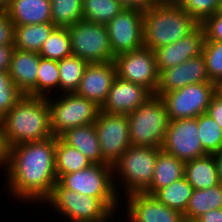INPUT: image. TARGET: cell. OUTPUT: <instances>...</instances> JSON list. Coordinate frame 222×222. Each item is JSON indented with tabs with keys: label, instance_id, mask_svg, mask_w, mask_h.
Segmentation results:
<instances>
[{
	"label": "cell",
	"instance_id": "obj_1",
	"mask_svg": "<svg viewBox=\"0 0 222 222\" xmlns=\"http://www.w3.org/2000/svg\"><path fill=\"white\" fill-rule=\"evenodd\" d=\"M55 145L56 136H52L46 140L21 143L9 148L6 185L15 199L38 201L41 204L51 195L58 181Z\"/></svg>",
	"mask_w": 222,
	"mask_h": 222
},
{
	"label": "cell",
	"instance_id": "obj_2",
	"mask_svg": "<svg viewBox=\"0 0 222 222\" xmlns=\"http://www.w3.org/2000/svg\"><path fill=\"white\" fill-rule=\"evenodd\" d=\"M9 147L53 136L47 98L24 94L0 119Z\"/></svg>",
	"mask_w": 222,
	"mask_h": 222
},
{
	"label": "cell",
	"instance_id": "obj_3",
	"mask_svg": "<svg viewBox=\"0 0 222 222\" xmlns=\"http://www.w3.org/2000/svg\"><path fill=\"white\" fill-rule=\"evenodd\" d=\"M198 25L180 6L158 3L143 14L144 47L155 51L187 36Z\"/></svg>",
	"mask_w": 222,
	"mask_h": 222
},
{
	"label": "cell",
	"instance_id": "obj_4",
	"mask_svg": "<svg viewBox=\"0 0 222 222\" xmlns=\"http://www.w3.org/2000/svg\"><path fill=\"white\" fill-rule=\"evenodd\" d=\"M128 121L131 145L162 147L170 119L161 96L152 94L128 114Z\"/></svg>",
	"mask_w": 222,
	"mask_h": 222
},
{
	"label": "cell",
	"instance_id": "obj_5",
	"mask_svg": "<svg viewBox=\"0 0 222 222\" xmlns=\"http://www.w3.org/2000/svg\"><path fill=\"white\" fill-rule=\"evenodd\" d=\"M113 168L109 164H92L89 167L62 175L58 182L66 189L97 197L110 211L117 210L120 193ZM119 193V194H118ZM119 199V200H118Z\"/></svg>",
	"mask_w": 222,
	"mask_h": 222
},
{
	"label": "cell",
	"instance_id": "obj_6",
	"mask_svg": "<svg viewBox=\"0 0 222 222\" xmlns=\"http://www.w3.org/2000/svg\"><path fill=\"white\" fill-rule=\"evenodd\" d=\"M159 147H141L131 145L112 165L113 177L122 180L125 195L144 193L151 185ZM119 178V179H118ZM123 182V183H122Z\"/></svg>",
	"mask_w": 222,
	"mask_h": 222
},
{
	"label": "cell",
	"instance_id": "obj_7",
	"mask_svg": "<svg viewBox=\"0 0 222 222\" xmlns=\"http://www.w3.org/2000/svg\"><path fill=\"white\" fill-rule=\"evenodd\" d=\"M47 97L50 109V129L53 136L59 137L66 130L90 125L97 119L101 107L93 101L74 93H61V97L51 100Z\"/></svg>",
	"mask_w": 222,
	"mask_h": 222
},
{
	"label": "cell",
	"instance_id": "obj_8",
	"mask_svg": "<svg viewBox=\"0 0 222 222\" xmlns=\"http://www.w3.org/2000/svg\"><path fill=\"white\" fill-rule=\"evenodd\" d=\"M67 29L72 55L88 63L114 61L106 25L80 20Z\"/></svg>",
	"mask_w": 222,
	"mask_h": 222
},
{
	"label": "cell",
	"instance_id": "obj_9",
	"mask_svg": "<svg viewBox=\"0 0 222 222\" xmlns=\"http://www.w3.org/2000/svg\"><path fill=\"white\" fill-rule=\"evenodd\" d=\"M44 203H49L70 222H94L111 212L97 197L68 190L58 181Z\"/></svg>",
	"mask_w": 222,
	"mask_h": 222
},
{
	"label": "cell",
	"instance_id": "obj_10",
	"mask_svg": "<svg viewBox=\"0 0 222 222\" xmlns=\"http://www.w3.org/2000/svg\"><path fill=\"white\" fill-rule=\"evenodd\" d=\"M216 92V83L204 82L163 93L161 99L166 106L170 120L196 118L207 112L210 101Z\"/></svg>",
	"mask_w": 222,
	"mask_h": 222
},
{
	"label": "cell",
	"instance_id": "obj_11",
	"mask_svg": "<svg viewBox=\"0 0 222 222\" xmlns=\"http://www.w3.org/2000/svg\"><path fill=\"white\" fill-rule=\"evenodd\" d=\"M94 126L98 135L102 164L113 165L131 146L128 115L99 112Z\"/></svg>",
	"mask_w": 222,
	"mask_h": 222
},
{
	"label": "cell",
	"instance_id": "obj_12",
	"mask_svg": "<svg viewBox=\"0 0 222 222\" xmlns=\"http://www.w3.org/2000/svg\"><path fill=\"white\" fill-rule=\"evenodd\" d=\"M114 63L120 79L143 85L152 94L156 93L159 85V72L153 50L142 47L138 50L124 52L115 56Z\"/></svg>",
	"mask_w": 222,
	"mask_h": 222
},
{
	"label": "cell",
	"instance_id": "obj_13",
	"mask_svg": "<svg viewBox=\"0 0 222 222\" xmlns=\"http://www.w3.org/2000/svg\"><path fill=\"white\" fill-rule=\"evenodd\" d=\"M199 138L197 117L170 120L161 149L187 162L207 155Z\"/></svg>",
	"mask_w": 222,
	"mask_h": 222
},
{
	"label": "cell",
	"instance_id": "obj_14",
	"mask_svg": "<svg viewBox=\"0 0 222 222\" xmlns=\"http://www.w3.org/2000/svg\"><path fill=\"white\" fill-rule=\"evenodd\" d=\"M143 14L137 9L124 8L106 24L114 56L144 47Z\"/></svg>",
	"mask_w": 222,
	"mask_h": 222
},
{
	"label": "cell",
	"instance_id": "obj_15",
	"mask_svg": "<svg viewBox=\"0 0 222 222\" xmlns=\"http://www.w3.org/2000/svg\"><path fill=\"white\" fill-rule=\"evenodd\" d=\"M126 199V222H186L181 212L165 206L153 195L132 193Z\"/></svg>",
	"mask_w": 222,
	"mask_h": 222
},
{
	"label": "cell",
	"instance_id": "obj_16",
	"mask_svg": "<svg viewBox=\"0 0 222 222\" xmlns=\"http://www.w3.org/2000/svg\"><path fill=\"white\" fill-rule=\"evenodd\" d=\"M116 76L114 61L88 63L75 93L102 107Z\"/></svg>",
	"mask_w": 222,
	"mask_h": 222
},
{
	"label": "cell",
	"instance_id": "obj_17",
	"mask_svg": "<svg viewBox=\"0 0 222 222\" xmlns=\"http://www.w3.org/2000/svg\"><path fill=\"white\" fill-rule=\"evenodd\" d=\"M204 41V29L199 24L187 36L172 44L156 49L154 52L159 74L167 68L175 67L186 60L201 55Z\"/></svg>",
	"mask_w": 222,
	"mask_h": 222
},
{
	"label": "cell",
	"instance_id": "obj_18",
	"mask_svg": "<svg viewBox=\"0 0 222 222\" xmlns=\"http://www.w3.org/2000/svg\"><path fill=\"white\" fill-rule=\"evenodd\" d=\"M212 82L206 71L204 57L201 55L186 60L182 64L163 70L159 74V85L156 95L185 87L190 84Z\"/></svg>",
	"mask_w": 222,
	"mask_h": 222
},
{
	"label": "cell",
	"instance_id": "obj_19",
	"mask_svg": "<svg viewBox=\"0 0 222 222\" xmlns=\"http://www.w3.org/2000/svg\"><path fill=\"white\" fill-rule=\"evenodd\" d=\"M151 95L152 93L143 85L125 81L116 76L101 111L128 115Z\"/></svg>",
	"mask_w": 222,
	"mask_h": 222
},
{
	"label": "cell",
	"instance_id": "obj_20",
	"mask_svg": "<svg viewBox=\"0 0 222 222\" xmlns=\"http://www.w3.org/2000/svg\"><path fill=\"white\" fill-rule=\"evenodd\" d=\"M40 55L37 52H30L15 49L8 74L14 85L23 93L36 96V80L39 69Z\"/></svg>",
	"mask_w": 222,
	"mask_h": 222
},
{
	"label": "cell",
	"instance_id": "obj_21",
	"mask_svg": "<svg viewBox=\"0 0 222 222\" xmlns=\"http://www.w3.org/2000/svg\"><path fill=\"white\" fill-rule=\"evenodd\" d=\"M7 13L14 25L52 22L50 0H11Z\"/></svg>",
	"mask_w": 222,
	"mask_h": 222
},
{
	"label": "cell",
	"instance_id": "obj_22",
	"mask_svg": "<svg viewBox=\"0 0 222 222\" xmlns=\"http://www.w3.org/2000/svg\"><path fill=\"white\" fill-rule=\"evenodd\" d=\"M59 137L66 144L78 149L93 164L102 163V154L94 123L68 129Z\"/></svg>",
	"mask_w": 222,
	"mask_h": 222
},
{
	"label": "cell",
	"instance_id": "obj_23",
	"mask_svg": "<svg viewBox=\"0 0 222 222\" xmlns=\"http://www.w3.org/2000/svg\"><path fill=\"white\" fill-rule=\"evenodd\" d=\"M184 171V161L179 160L175 156L168 154L161 149L158 152L151 185L144 193L154 195L159 189L184 177Z\"/></svg>",
	"mask_w": 222,
	"mask_h": 222
},
{
	"label": "cell",
	"instance_id": "obj_24",
	"mask_svg": "<svg viewBox=\"0 0 222 222\" xmlns=\"http://www.w3.org/2000/svg\"><path fill=\"white\" fill-rule=\"evenodd\" d=\"M184 176L193 189H208L220 184L213 154L185 162Z\"/></svg>",
	"mask_w": 222,
	"mask_h": 222
},
{
	"label": "cell",
	"instance_id": "obj_25",
	"mask_svg": "<svg viewBox=\"0 0 222 222\" xmlns=\"http://www.w3.org/2000/svg\"><path fill=\"white\" fill-rule=\"evenodd\" d=\"M55 28L56 26L52 22L15 25V49L39 53L43 43Z\"/></svg>",
	"mask_w": 222,
	"mask_h": 222
},
{
	"label": "cell",
	"instance_id": "obj_26",
	"mask_svg": "<svg viewBox=\"0 0 222 222\" xmlns=\"http://www.w3.org/2000/svg\"><path fill=\"white\" fill-rule=\"evenodd\" d=\"M92 164L78 149L66 144L60 137H56L55 170L57 179L64 174L80 171Z\"/></svg>",
	"mask_w": 222,
	"mask_h": 222
},
{
	"label": "cell",
	"instance_id": "obj_27",
	"mask_svg": "<svg viewBox=\"0 0 222 222\" xmlns=\"http://www.w3.org/2000/svg\"><path fill=\"white\" fill-rule=\"evenodd\" d=\"M193 190L192 185L184 176L172 184L159 189L153 196L165 206L184 214Z\"/></svg>",
	"mask_w": 222,
	"mask_h": 222
},
{
	"label": "cell",
	"instance_id": "obj_28",
	"mask_svg": "<svg viewBox=\"0 0 222 222\" xmlns=\"http://www.w3.org/2000/svg\"><path fill=\"white\" fill-rule=\"evenodd\" d=\"M87 65L86 60L75 55L58 61L60 91L63 93L76 92Z\"/></svg>",
	"mask_w": 222,
	"mask_h": 222
},
{
	"label": "cell",
	"instance_id": "obj_29",
	"mask_svg": "<svg viewBox=\"0 0 222 222\" xmlns=\"http://www.w3.org/2000/svg\"><path fill=\"white\" fill-rule=\"evenodd\" d=\"M124 7L117 0H82L83 20L106 25Z\"/></svg>",
	"mask_w": 222,
	"mask_h": 222
},
{
	"label": "cell",
	"instance_id": "obj_30",
	"mask_svg": "<svg viewBox=\"0 0 222 222\" xmlns=\"http://www.w3.org/2000/svg\"><path fill=\"white\" fill-rule=\"evenodd\" d=\"M40 57L60 61L72 55L71 39L67 27H56L43 43Z\"/></svg>",
	"mask_w": 222,
	"mask_h": 222
},
{
	"label": "cell",
	"instance_id": "obj_31",
	"mask_svg": "<svg viewBox=\"0 0 222 222\" xmlns=\"http://www.w3.org/2000/svg\"><path fill=\"white\" fill-rule=\"evenodd\" d=\"M199 139L207 154H214L222 149V129L208 113L197 116Z\"/></svg>",
	"mask_w": 222,
	"mask_h": 222
},
{
	"label": "cell",
	"instance_id": "obj_32",
	"mask_svg": "<svg viewBox=\"0 0 222 222\" xmlns=\"http://www.w3.org/2000/svg\"><path fill=\"white\" fill-rule=\"evenodd\" d=\"M51 19L56 27H68L83 20L82 0H50Z\"/></svg>",
	"mask_w": 222,
	"mask_h": 222
},
{
	"label": "cell",
	"instance_id": "obj_33",
	"mask_svg": "<svg viewBox=\"0 0 222 222\" xmlns=\"http://www.w3.org/2000/svg\"><path fill=\"white\" fill-rule=\"evenodd\" d=\"M59 88L58 61L40 57L36 80V96L49 97L53 90ZM52 90V91H51ZM50 92V93H49Z\"/></svg>",
	"mask_w": 222,
	"mask_h": 222
},
{
	"label": "cell",
	"instance_id": "obj_34",
	"mask_svg": "<svg viewBox=\"0 0 222 222\" xmlns=\"http://www.w3.org/2000/svg\"><path fill=\"white\" fill-rule=\"evenodd\" d=\"M202 56L209 80L218 85L222 82V41H204Z\"/></svg>",
	"mask_w": 222,
	"mask_h": 222
},
{
	"label": "cell",
	"instance_id": "obj_35",
	"mask_svg": "<svg viewBox=\"0 0 222 222\" xmlns=\"http://www.w3.org/2000/svg\"><path fill=\"white\" fill-rule=\"evenodd\" d=\"M23 95L12 82L8 71H0V119Z\"/></svg>",
	"mask_w": 222,
	"mask_h": 222
},
{
	"label": "cell",
	"instance_id": "obj_36",
	"mask_svg": "<svg viewBox=\"0 0 222 222\" xmlns=\"http://www.w3.org/2000/svg\"><path fill=\"white\" fill-rule=\"evenodd\" d=\"M198 24L218 11V0H186L181 6Z\"/></svg>",
	"mask_w": 222,
	"mask_h": 222
},
{
	"label": "cell",
	"instance_id": "obj_37",
	"mask_svg": "<svg viewBox=\"0 0 222 222\" xmlns=\"http://www.w3.org/2000/svg\"><path fill=\"white\" fill-rule=\"evenodd\" d=\"M207 212L206 189H194L186 207L184 218L193 222L197 217Z\"/></svg>",
	"mask_w": 222,
	"mask_h": 222
},
{
	"label": "cell",
	"instance_id": "obj_38",
	"mask_svg": "<svg viewBox=\"0 0 222 222\" xmlns=\"http://www.w3.org/2000/svg\"><path fill=\"white\" fill-rule=\"evenodd\" d=\"M205 41H222V11H217L202 24Z\"/></svg>",
	"mask_w": 222,
	"mask_h": 222
},
{
	"label": "cell",
	"instance_id": "obj_39",
	"mask_svg": "<svg viewBox=\"0 0 222 222\" xmlns=\"http://www.w3.org/2000/svg\"><path fill=\"white\" fill-rule=\"evenodd\" d=\"M15 25L7 12H0V45H14Z\"/></svg>",
	"mask_w": 222,
	"mask_h": 222
},
{
	"label": "cell",
	"instance_id": "obj_40",
	"mask_svg": "<svg viewBox=\"0 0 222 222\" xmlns=\"http://www.w3.org/2000/svg\"><path fill=\"white\" fill-rule=\"evenodd\" d=\"M207 212L222 209V184L206 189Z\"/></svg>",
	"mask_w": 222,
	"mask_h": 222
},
{
	"label": "cell",
	"instance_id": "obj_41",
	"mask_svg": "<svg viewBox=\"0 0 222 222\" xmlns=\"http://www.w3.org/2000/svg\"><path fill=\"white\" fill-rule=\"evenodd\" d=\"M222 129V94L218 91L213 95L207 112Z\"/></svg>",
	"mask_w": 222,
	"mask_h": 222
},
{
	"label": "cell",
	"instance_id": "obj_42",
	"mask_svg": "<svg viewBox=\"0 0 222 222\" xmlns=\"http://www.w3.org/2000/svg\"><path fill=\"white\" fill-rule=\"evenodd\" d=\"M124 8L148 11L159 2L157 0H117Z\"/></svg>",
	"mask_w": 222,
	"mask_h": 222
},
{
	"label": "cell",
	"instance_id": "obj_43",
	"mask_svg": "<svg viewBox=\"0 0 222 222\" xmlns=\"http://www.w3.org/2000/svg\"><path fill=\"white\" fill-rule=\"evenodd\" d=\"M14 50V45H0V71H8Z\"/></svg>",
	"mask_w": 222,
	"mask_h": 222
},
{
	"label": "cell",
	"instance_id": "obj_44",
	"mask_svg": "<svg viewBox=\"0 0 222 222\" xmlns=\"http://www.w3.org/2000/svg\"><path fill=\"white\" fill-rule=\"evenodd\" d=\"M9 148L0 122V166H4L5 170L8 166Z\"/></svg>",
	"mask_w": 222,
	"mask_h": 222
},
{
	"label": "cell",
	"instance_id": "obj_45",
	"mask_svg": "<svg viewBox=\"0 0 222 222\" xmlns=\"http://www.w3.org/2000/svg\"><path fill=\"white\" fill-rule=\"evenodd\" d=\"M193 222H222V209L209 210Z\"/></svg>",
	"mask_w": 222,
	"mask_h": 222
},
{
	"label": "cell",
	"instance_id": "obj_46",
	"mask_svg": "<svg viewBox=\"0 0 222 222\" xmlns=\"http://www.w3.org/2000/svg\"><path fill=\"white\" fill-rule=\"evenodd\" d=\"M213 157L217 165L218 179H219V182L222 184V149L218 152H215L213 154Z\"/></svg>",
	"mask_w": 222,
	"mask_h": 222
},
{
	"label": "cell",
	"instance_id": "obj_47",
	"mask_svg": "<svg viewBox=\"0 0 222 222\" xmlns=\"http://www.w3.org/2000/svg\"><path fill=\"white\" fill-rule=\"evenodd\" d=\"M11 0H0V12H7L10 7Z\"/></svg>",
	"mask_w": 222,
	"mask_h": 222
},
{
	"label": "cell",
	"instance_id": "obj_48",
	"mask_svg": "<svg viewBox=\"0 0 222 222\" xmlns=\"http://www.w3.org/2000/svg\"><path fill=\"white\" fill-rule=\"evenodd\" d=\"M116 210L111 211L108 215H106L103 219L98 220V221H94V222H113L111 221L112 218H114L113 216H115Z\"/></svg>",
	"mask_w": 222,
	"mask_h": 222
},
{
	"label": "cell",
	"instance_id": "obj_49",
	"mask_svg": "<svg viewBox=\"0 0 222 222\" xmlns=\"http://www.w3.org/2000/svg\"><path fill=\"white\" fill-rule=\"evenodd\" d=\"M186 0H166L164 3L173 5V6H181Z\"/></svg>",
	"mask_w": 222,
	"mask_h": 222
},
{
	"label": "cell",
	"instance_id": "obj_50",
	"mask_svg": "<svg viewBox=\"0 0 222 222\" xmlns=\"http://www.w3.org/2000/svg\"><path fill=\"white\" fill-rule=\"evenodd\" d=\"M217 91L222 94V82L217 85Z\"/></svg>",
	"mask_w": 222,
	"mask_h": 222
},
{
	"label": "cell",
	"instance_id": "obj_51",
	"mask_svg": "<svg viewBox=\"0 0 222 222\" xmlns=\"http://www.w3.org/2000/svg\"><path fill=\"white\" fill-rule=\"evenodd\" d=\"M218 11H222V0H218Z\"/></svg>",
	"mask_w": 222,
	"mask_h": 222
},
{
	"label": "cell",
	"instance_id": "obj_52",
	"mask_svg": "<svg viewBox=\"0 0 222 222\" xmlns=\"http://www.w3.org/2000/svg\"><path fill=\"white\" fill-rule=\"evenodd\" d=\"M159 3H164L166 0H157Z\"/></svg>",
	"mask_w": 222,
	"mask_h": 222
}]
</instances>
